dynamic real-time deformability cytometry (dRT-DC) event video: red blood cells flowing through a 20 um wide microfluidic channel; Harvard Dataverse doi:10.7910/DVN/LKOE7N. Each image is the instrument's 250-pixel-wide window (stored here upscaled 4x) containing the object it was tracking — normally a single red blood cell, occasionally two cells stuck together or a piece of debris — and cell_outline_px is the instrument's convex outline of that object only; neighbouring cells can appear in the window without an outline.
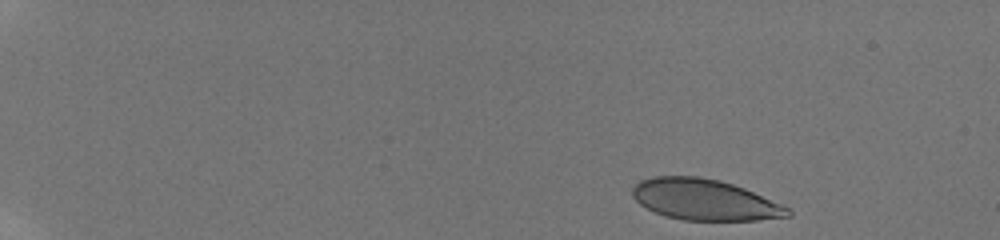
{"species": "human", "species_latin": "Homo sapiens", "temperature_condition": "room temperature", "stored_images_in_passage": 10, "camera_frame_rate_fps": 3000, "um_per_image_px": 0.085, "donor": {"sex": "male"}, "frame": {"image": 1, "passage_image": 1, "time_ms": 0.0, "image_size_px": [1000, 240], "cell_outline_px": [[792, 216], [756, 220], [684, 220], [664, 216], [640, 204], [632, 196], [632, 188], [640, 180], [652, 176], [700, 176], [720, 180], [744, 188], [780, 204], [788, 208], [792, 212]], "centroid_in_image_um": [59.86, 16.97], "position_along_channel_um": 25.1, "area_um2": 36.93}}
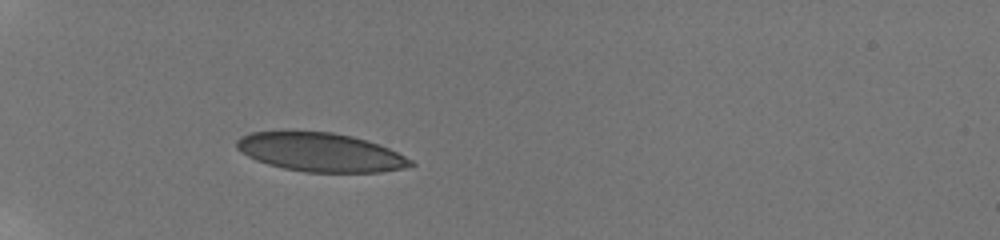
{"frame": {"image": 2, "passage_image": 6, "time_ms": 4.0, "image_size_px": [1000, 240], "cell_outline_px": [[416, 164], [404, 168], [380, 172], [304, 172], [284, 168], [268, 164], [256, 160], [248, 156], [236, 148], [236, 140], [240, 136], [252, 132], [288, 128], [332, 132], [352, 136], [368, 140], [380, 144], [412, 160]], "centroid_in_image_um": [27.17, 12.89], "position_along_channel_um": 57.8, "area_um2": 40.23}}
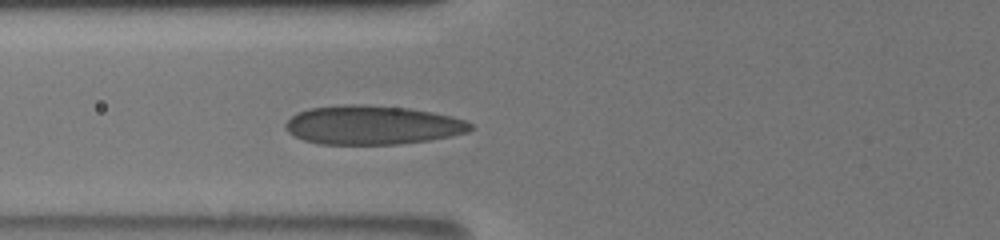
{"frame": {"image": 3, "passage_image": 10, "time_ms": 5.667, "image_size_px": [1000, 240], "cell_outline_px": [[472, 128], [468, 132], [452, 136], [428, 140], [396, 144], [320, 144], [304, 140], [288, 132], [284, 128], [284, 124], [296, 112], [308, 108], [348, 104], [360, 104], [408, 108], [432, 112], [452, 116], [464, 120], [472, 124]], "centroid_in_image_um": [31.63, 10.62], "position_along_channel_um": 94.2, "area_um2": 41.96}}